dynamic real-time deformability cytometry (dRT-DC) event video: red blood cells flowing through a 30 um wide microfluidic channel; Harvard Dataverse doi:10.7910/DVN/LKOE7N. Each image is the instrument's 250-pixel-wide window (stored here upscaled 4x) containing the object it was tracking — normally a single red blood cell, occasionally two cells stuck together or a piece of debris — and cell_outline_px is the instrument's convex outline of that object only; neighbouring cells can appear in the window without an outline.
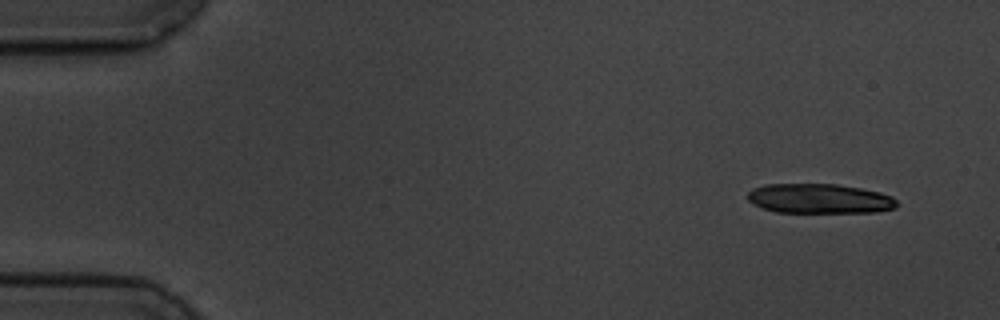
{"species": "common noctule bat (a hibernating species)", "species_latin": "Nyctalus noctula", "temperature_condition": "cold", "stored_images_in_passage": 2, "camera_frame_rate_fps": 3000, "um_per_image_px": 0.085, "animal": {"sex": "male", "body_mass_g": 19.5, "forearm_length_mm": 54.6}, "frame": {"image": 1, "passage_image": 2, "time_ms": 1.333, "image_size_px": [1000, 320], "cell_outline_px": [[896, 208], [876, 212], [776, 212], [752, 204], [748, 200], [748, 192], [752, 188], [764, 184], [836, 184], [860, 188], [880, 192], [892, 196], [896, 200]], "centroid_in_image_um": [69.64, 16.88], "position_along_channel_um": 15.4, "area_um2": 25.84}}